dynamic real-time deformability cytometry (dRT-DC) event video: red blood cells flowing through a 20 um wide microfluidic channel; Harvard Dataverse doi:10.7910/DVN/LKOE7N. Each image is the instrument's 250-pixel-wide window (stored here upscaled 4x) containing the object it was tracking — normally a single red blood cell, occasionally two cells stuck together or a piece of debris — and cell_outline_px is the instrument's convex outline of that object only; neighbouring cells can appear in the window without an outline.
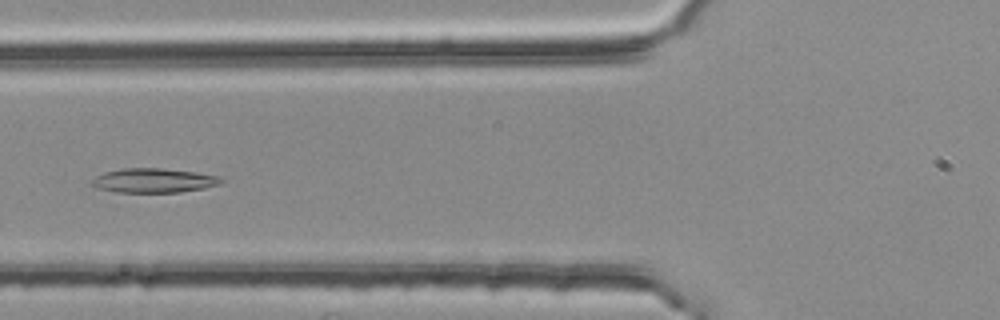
{"species": "common noctule bat (a hibernating species)", "species_latin": "Nyctalus noctula", "temperature_condition": "room temperature", "stored_images_in_passage": 52, "camera_frame_rate_fps": 3000, "um_per_image_px": 0.085, "animal": {"sex": "female", "body_mass_g": 25.1}, "frame": {"image": 1, "passage_image": 21, "time_ms": 6.667, "image_size_px": [1000, 320], "cell_outline_px": [[224, 180], [220, 184], [204, 188], [180, 192], [116, 192], [96, 188], [88, 184], [96, 176], [104, 172], [124, 168], [164, 168], [196, 172], [224, 176]], "centroid_in_image_um": [13.09, 15.34], "position_along_channel_um": 112.7, "area_um2": 18.61}}
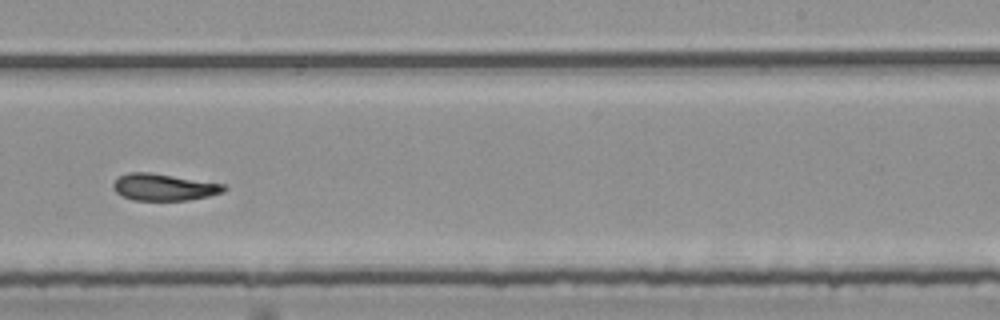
{"frame": {"image": 2, "passage_image": 34, "time_ms": 11.0, "image_size_px": [1000, 320], "cell_outline_px": [[228, 188], [224, 192], [208, 196], [188, 200], [132, 200], [116, 192], [112, 188], [112, 184], [120, 176], [128, 172], [152, 172], [224, 184]], "centroid_in_image_um": [13.94, 15.9], "position_along_channel_um": 275.1, "area_um2": 17.34}}
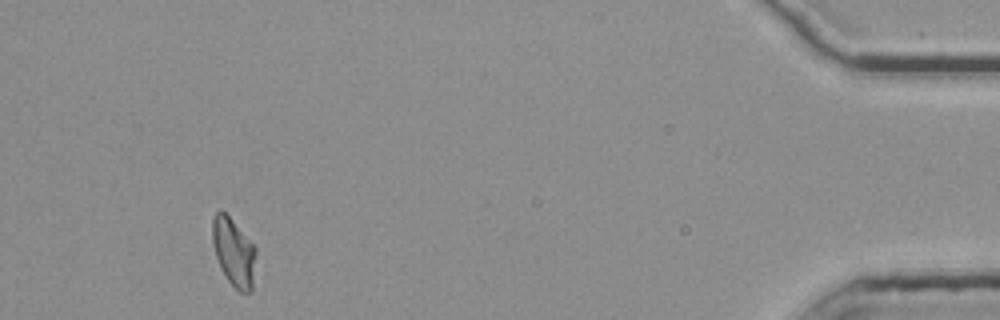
{"frame": {"image": 3, "passage_image": 51, "time_ms": 16.667, "image_size_px": [1000, 320], "cell_outline_px": [[256, 252], [252, 292], [240, 292], [228, 280], [220, 268], [216, 256], [212, 240], [212, 216], [220, 208], [228, 216], [256, 248]], "centroid_in_image_um": [19.85, 21.43], "position_along_channel_um": 415.3, "area_um2": 17.11}, "authors_computed_cell_mechanics": {"area_um2": 18.0047, "velocity_mm_per_s": 3.7497, "shape_relaxation_time_tau1_ms": null, "shape_relaxation_time_tau2_ms": 4.0984, "deformation_change_tau1": null, "deformation_change_tau2": 0.1194}}